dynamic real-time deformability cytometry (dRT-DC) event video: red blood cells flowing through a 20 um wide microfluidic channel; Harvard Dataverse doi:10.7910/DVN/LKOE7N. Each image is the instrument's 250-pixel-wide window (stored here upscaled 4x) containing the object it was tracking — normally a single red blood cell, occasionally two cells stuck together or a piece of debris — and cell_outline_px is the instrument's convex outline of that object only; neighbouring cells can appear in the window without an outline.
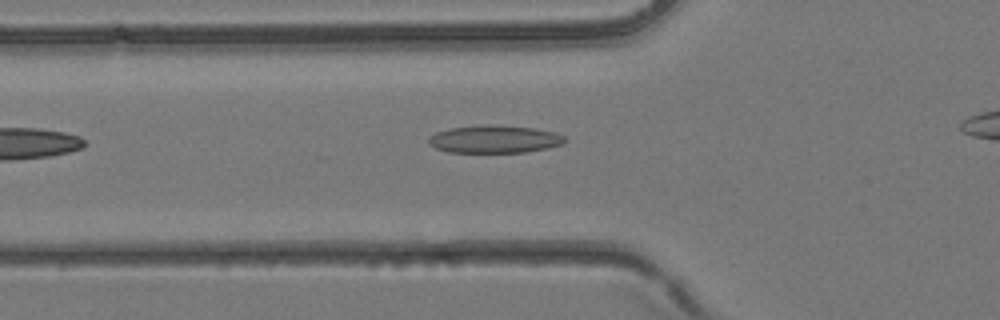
{"species": "common noctule bat (a hibernating species)", "species_latin": "Nyctalus noctula", "temperature_condition": "room temperature", "stored_images_in_passage": 5, "camera_frame_rate_fps": 3000, "um_per_image_px": 0.085, "animal": {"sex": "female", "body_mass_g": 24.6, "forearm_length_mm": 56.2}, "frame": {"image": 1, "passage_image": 4, "time_ms": 1.0, "image_size_px": [1000, 320], "cell_outline_px": [[568, 140], [564, 144], [548, 148], [524, 152], [448, 152], [436, 148], [428, 144], [428, 136], [436, 132], [448, 128], [480, 124], [492, 124], [536, 128], [556, 132], [564, 136]], "centroid_in_image_um": [42.04, 11.81], "position_along_channel_um": 83.8, "area_um2": 22.43}}